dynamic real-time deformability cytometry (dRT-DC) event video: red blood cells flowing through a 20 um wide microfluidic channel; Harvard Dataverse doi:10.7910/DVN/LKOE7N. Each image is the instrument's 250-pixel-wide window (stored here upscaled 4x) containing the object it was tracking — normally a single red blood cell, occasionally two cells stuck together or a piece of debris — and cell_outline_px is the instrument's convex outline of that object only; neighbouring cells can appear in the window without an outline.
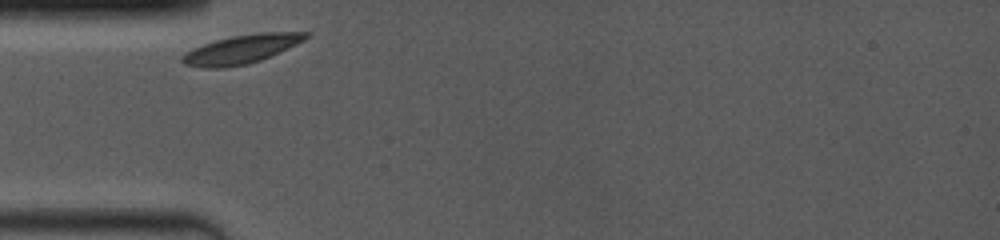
{"species": "common noctule bat (a hibernating species)", "species_latin": "Nyctalus noctula", "temperature_condition": "room temperature", "stored_images_in_passage": 20, "camera_frame_rate_fps": 4000, "um_per_image_px": 0.085, "animal": {"sex": "female", "body_mass_g": 19.0, "forearm_length_mm": 53.3}, "frame": {"image": 1, "passage_image": 1, "time_ms": 0.0, "image_size_px": [1000, 240], "cell_outline_px": [[312, 32], [304, 40], [288, 48], [260, 60], [248, 64], [224, 68], [204, 68], [184, 64], [180, 60], [180, 56], [184, 52], [192, 48], [216, 40], [232, 36], [260, 32]], "centroid_in_image_um": [20.47, 4.19], "position_along_channel_um": 64.5, "area_um2": 20.69}}
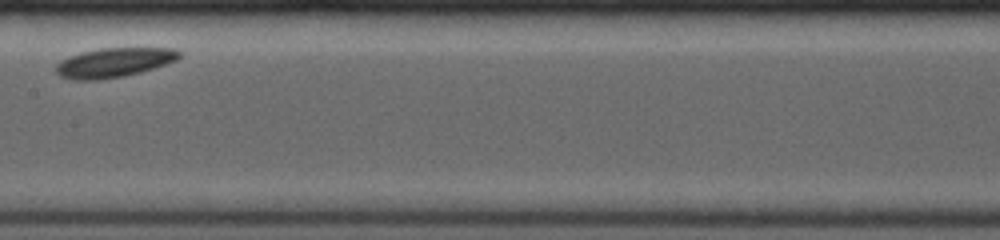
{"frame": {"image": 2, "passage_image": 9, "time_ms": 3.75, "image_size_px": [1000, 240], "cell_outline_px": [[184, 56], [176, 60], [140, 72], [124, 76], [96, 80], [72, 80], [60, 76], [56, 72], [56, 64], [60, 60], [68, 56], [80, 52], [100, 48], [172, 48], [184, 52]], "centroid_in_image_um": [9.68, 5.31], "position_along_channel_um": 197.7, "area_um2": 21.27}}
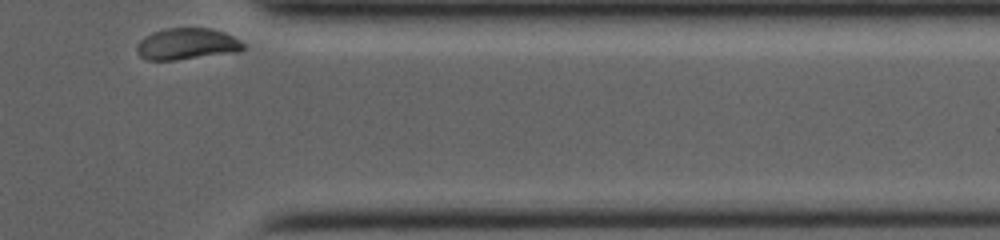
{"frame": {"image": 3, "passage_image": 20, "time_ms": 9.25, "image_size_px": [1000, 240], "cell_outline_px": [[244, 48], [240, 52], [176, 60], [148, 60], [140, 56], [136, 52], [136, 44], [144, 36], [152, 32], [164, 28], [208, 28], [224, 32], [240, 40], [244, 44]], "centroid_in_image_um": [15.87, 3.74], "position_along_channel_um": 395.5, "area_um2": 19.77}}